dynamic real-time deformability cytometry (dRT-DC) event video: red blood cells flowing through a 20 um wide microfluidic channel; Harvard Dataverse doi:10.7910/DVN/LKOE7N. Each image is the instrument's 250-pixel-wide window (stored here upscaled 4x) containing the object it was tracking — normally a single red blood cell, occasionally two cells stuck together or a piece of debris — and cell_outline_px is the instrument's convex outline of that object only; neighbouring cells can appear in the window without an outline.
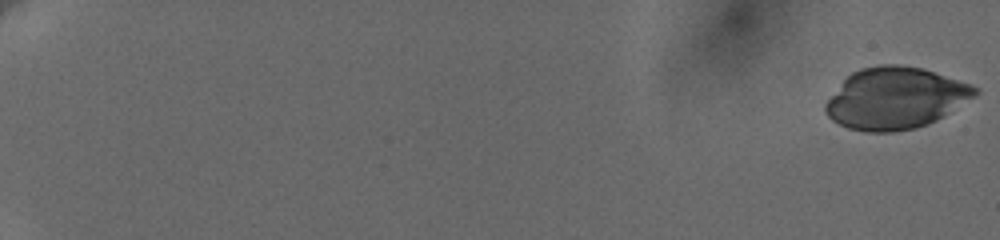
{"species": "human", "species_latin": "Homo sapiens", "temperature_condition": "cold", "stored_images_in_passage": 60, "camera_frame_rate_fps": 3000, "um_per_image_px": 0.085, "donor": {"sex": "female"}, "frame": {"image": 1, "passage_image": 1, "time_ms": 0.0, "image_size_px": [1000, 240], "cell_outline_px": [[980, 92], [976, 96], [944, 116], [928, 124], [916, 128], [892, 132], [864, 132], [848, 128], [832, 120], [824, 112], [824, 104], [844, 80], [852, 72], [860, 68], [880, 64], [896, 64], [920, 68], [980, 88]], "centroid_in_image_um": [76.1, 8.36], "position_along_channel_um": 8.9, "area_um2": 53.41}}
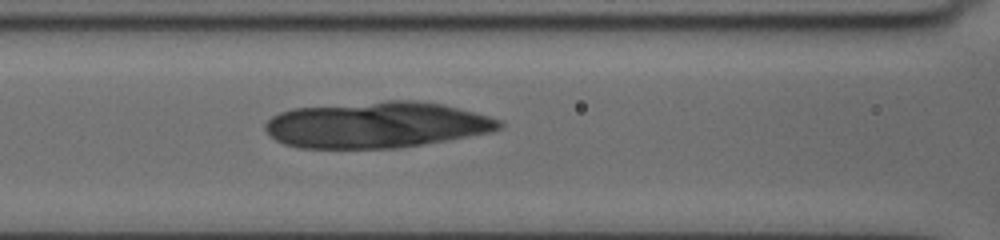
{"frame": {"image": 2, "passage_image": 30, "time_ms": 9.667, "image_size_px": [1000, 240], "cell_outline_px": [[504, 124], [500, 128], [488, 132], [468, 136], [396, 148], [300, 148], [284, 144], [268, 136], [264, 128], [264, 124], [272, 116], [280, 112], [292, 108], [388, 100], [416, 100], [444, 104], [488, 116], [500, 120]], "centroid_in_image_um": [31.94, 10.6], "position_along_channel_um": 134.7, "area_um2": 62.89}}
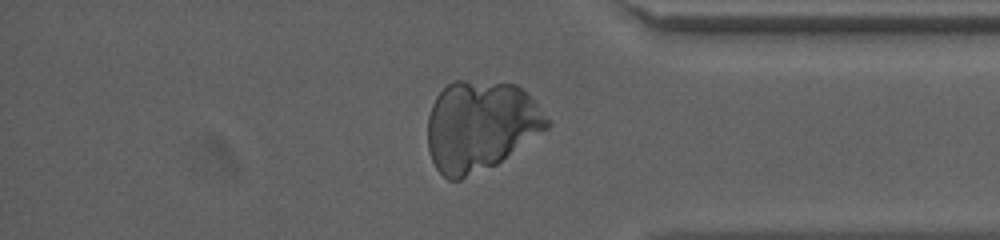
{"frame": {"image": 3, "passage_image": 52, "time_ms": 17.0, "image_size_px": [1000, 240], "cell_outline_px": [[552, 124], [548, 128], [496, 164], [460, 180], [448, 180], [436, 168], [432, 160], [428, 148], [428, 116], [432, 104], [436, 96], [452, 80], [464, 80], [516, 84], [552, 120]], "centroid_in_image_um": [40.82, 10.7], "position_along_channel_um": 394.4, "area_um2": 62.6}}